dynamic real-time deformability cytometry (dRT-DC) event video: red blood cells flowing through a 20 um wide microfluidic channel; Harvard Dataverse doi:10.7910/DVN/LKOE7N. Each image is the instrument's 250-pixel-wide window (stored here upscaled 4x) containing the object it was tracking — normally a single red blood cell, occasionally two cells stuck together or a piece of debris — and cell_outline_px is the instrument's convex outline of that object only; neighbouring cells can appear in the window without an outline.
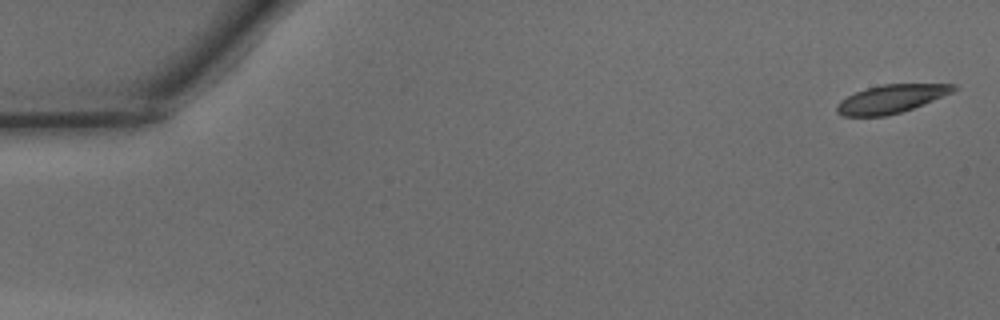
{"species": "common noctule bat (a hibernating species)", "species_latin": "Nyctalus noctula", "temperature_condition": "warm", "stored_images_in_passage": 5, "camera_frame_rate_fps": 3000, "um_per_image_px": 0.085, "animal": {"sex": "male", "body_mass_g": 15.6}, "frame": {"image": 1, "passage_image": 1, "time_ms": 0.0, "image_size_px": [1000, 320], "cell_outline_px": [[960, 88], [952, 92], [924, 104], [888, 116], [844, 116], [836, 112], [836, 104], [840, 100], [856, 92], [868, 88], [884, 84], [956, 84]], "centroid_in_image_um": [75.75, 8.41], "position_along_channel_um": 9.2, "area_um2": 19.13}}